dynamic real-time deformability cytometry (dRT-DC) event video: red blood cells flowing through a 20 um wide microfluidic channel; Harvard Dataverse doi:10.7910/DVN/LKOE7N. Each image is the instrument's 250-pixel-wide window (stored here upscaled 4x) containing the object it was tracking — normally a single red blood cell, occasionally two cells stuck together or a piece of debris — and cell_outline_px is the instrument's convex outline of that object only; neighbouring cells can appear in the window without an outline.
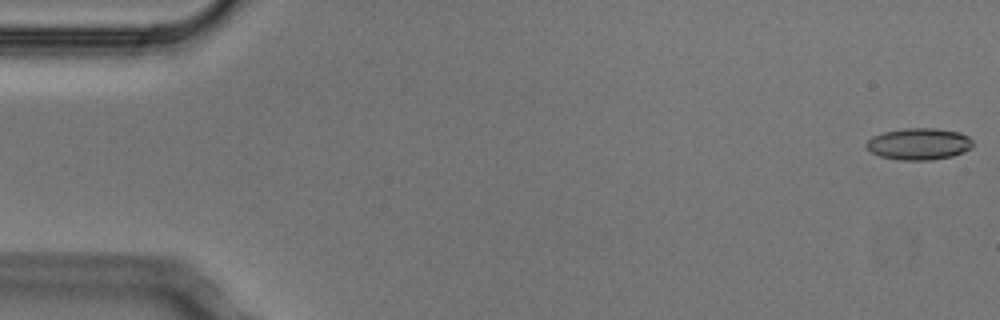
{"species": "Egyptian fruit bat (a non-hibernating species)", "species_latin": "Rousettus aegyptiacus", "temperature_condition": "cold", "stored_images_in_passage": 5, "camera_frame_rate_fps": 3000, "um_per_image_px": 0.085, "animal": {"sex": "male"}, "frame": {"image": 1, "passage_image": 1, "time_ms": 0.0, "image_size_px": [1000, 320], "cell_outline_px": [[972, 148], [964, 152], [952, 156], [928, 160], [900, 160], [880, 156], [872, 152], [864, 144], [872, 136], [884, 132], [904, 128], [936, 128], [960, 132], [968, 136], [972, 140]], "centroid_in_image_um": [78.12, 12.23], "position_along_channel_um": 6.9, "area_um2": 19.71}}
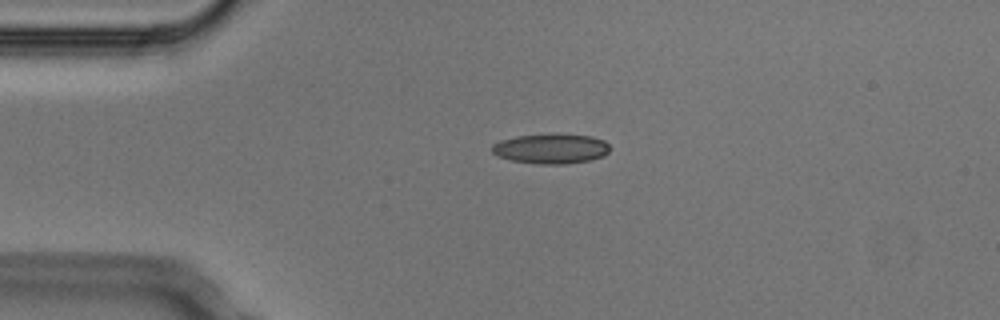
{"frame": {"image": 2, "passage_image": 4, "time_ms": 1.0, "image_size_px": [1000, 320], "cell_outline_px": [[608, 152], [604, 156], [588, 160], [564, 164], [540, 164], [512, 160], [500, 156], [492, 152], [492, 144], [500, 140], [516, 136], [556, 132], [592, 136], [604, 140], [608, 144]], "centroid_in_image_um": [46.84, 12.6], "position_along_channel_um": 38.2, "area_um2": 20.81}}